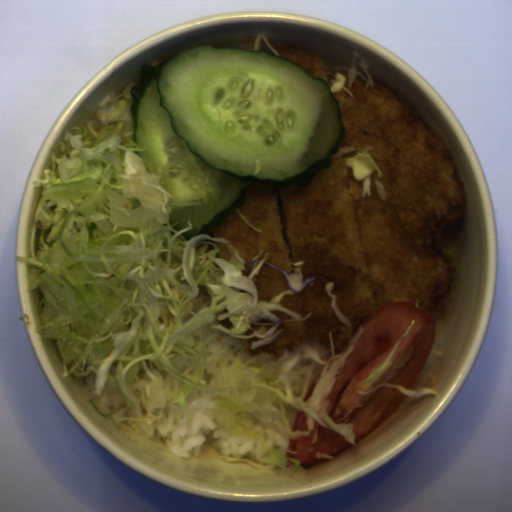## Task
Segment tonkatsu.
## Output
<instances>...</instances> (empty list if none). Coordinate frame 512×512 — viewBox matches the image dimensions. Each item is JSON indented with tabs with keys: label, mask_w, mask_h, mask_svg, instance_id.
I'll return each instance as SVG.
<instances>
[{
	"label": "tonkatsu",
	"mask_w": 512,
	"mask_h": 512,
	"mask_svg": "<svg viewBox=\"0 0 512 512\" xmlns=\"http://www.w3.org/2000/svg\"><path fill=\"white\" fill-rule=\"evenodd\" d=\"M268 51L326 82L338 100L343 139L331 167L302 188L255 182L239 207L210 230L245 260L292 273L303 261L298 294L280 305L304 321H281L269 345L250 356H283L316 339L342 352L364 322L392 302L434 315L455 293L467 231L466 190L453 155L392 87L345 61L290 44Z\"/></svg>",
	"instance_id": "d4beea91"
}]
</instances>
